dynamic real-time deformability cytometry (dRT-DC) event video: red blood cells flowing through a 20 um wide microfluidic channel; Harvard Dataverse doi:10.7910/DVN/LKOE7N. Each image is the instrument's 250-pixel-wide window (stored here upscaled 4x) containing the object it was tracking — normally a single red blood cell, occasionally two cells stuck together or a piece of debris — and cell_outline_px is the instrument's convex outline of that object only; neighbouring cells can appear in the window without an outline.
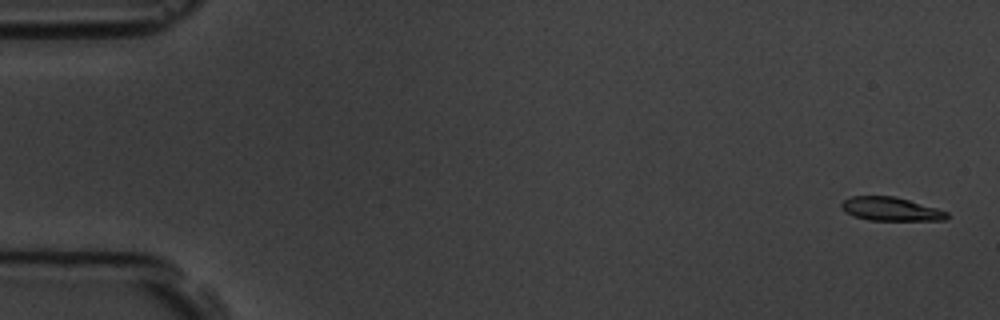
{"species": "common noctule bat (a hibernating species)", "species_latin": "Nyctalus noctula", "temperature_condition": "room temperature", "stored_images_in_passage": 11, "camera_frame_rate_fps": 3000, "um_per_image_px": 0.085, "animal": {"sex": "male", "body_mass_g": 19.5, "forearm_length_mm": 54.6}, "frame": {"image": 1, "passage_image": 1, "time_ms": 0.0, "image_size_px": [1000, 320], "cell_outline_px": [[948, 216], [944, 220], [868, 220], [856, 216], [848, 212], [840, 204], [844, 200], [852, 196], [896, 196], [936, 208], [948, 212]], "centroid_in_image_um": [75.74, 17.76], "position_along_channel_um": 9.3, "area_um2": 14.22}}
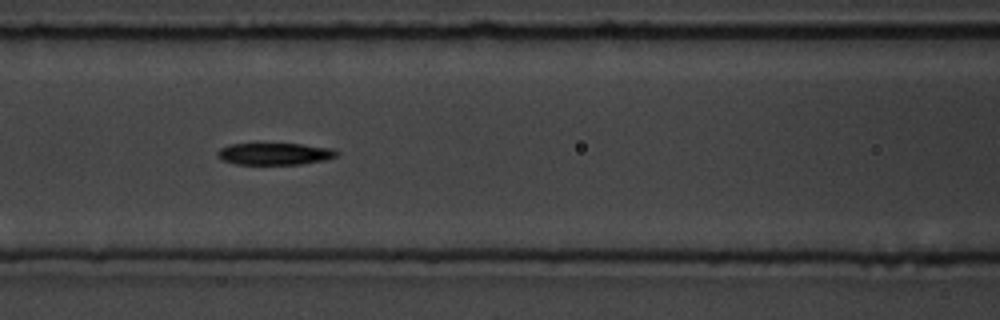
{"frame": {"image": 2, "passage_image": 7, "time_ms": 7.333, "image_size_px": [1000, 320], "cell_outline_px": [[340, 152], [336, 156], [324, 160], [300, 164], [236, 164], [224, 160], [216, 156], [216, 152], [220, 148], [228, 144], [300, 144], [332, 148]], "centroid_in_image_um": [23.34, 13.07], "position_along_channel_um": 143.3, "area_um2": 15.14}}
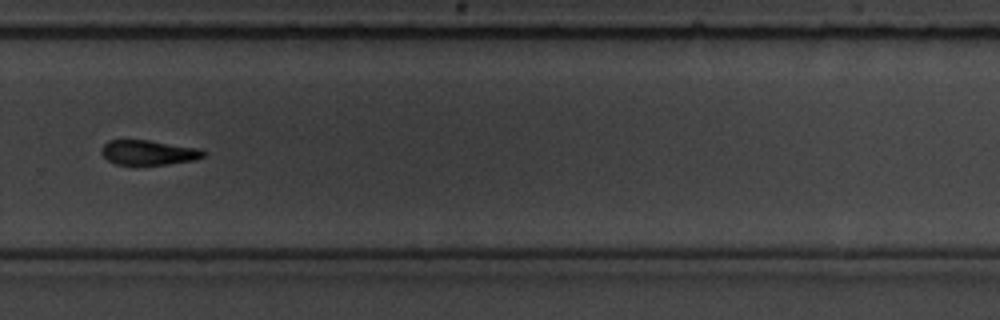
{"frame": {"image": 3, "passage_image": 11, "time_ms": 12.0, "image_size_px": [1000, 320], "cell_outline_px": [[208, 152], [204, 156], [196, 160], [164, 164], [116, 164], [108, 160], [100, 152], [104, 144], [108, 140], [148, 140], [200, 148]], "centroid_in_image_um": [12.66, 12.95], "position_along_channel_um": 317.1, "area_um2": 14.68}}